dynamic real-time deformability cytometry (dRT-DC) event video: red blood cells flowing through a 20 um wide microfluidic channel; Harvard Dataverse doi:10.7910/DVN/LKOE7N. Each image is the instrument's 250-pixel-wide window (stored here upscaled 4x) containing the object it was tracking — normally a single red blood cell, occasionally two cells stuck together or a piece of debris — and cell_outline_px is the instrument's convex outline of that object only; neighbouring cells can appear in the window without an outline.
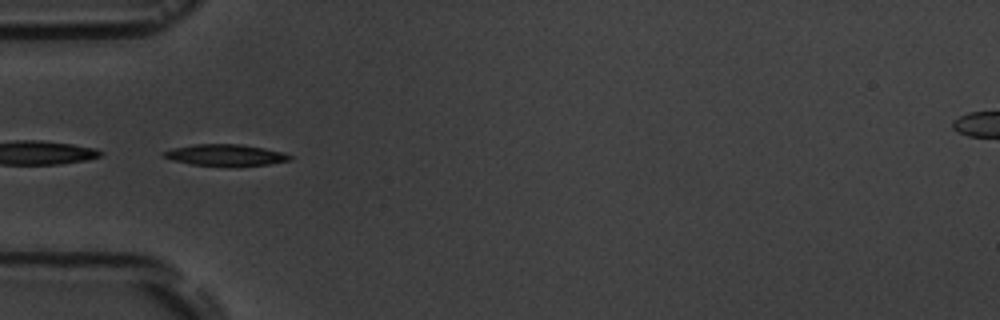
{"species": "common noctule bat (a hibernating species)", "species_latin": "Nyctalus noctula", "temperature_condition": "room temperature", "stored_images_in_passage": 5, "segment_of_instrument_passage": [2, 2], "camera_frame_rate_fps": 3000, "um_per_image_px": 0.085, "animal": {"sex": "male", "body_mass_g": 19.5, "forearm_length_mm": 54.6}, "frame": {"image": 1, "passage_image": 5, "time_ms": 5.333, "image_size_px": [1000, 320], "cell_outline_px": [[292, 160], [268, 164], [192, 164], [172, 160], [164, 156], [160, 152], [172, 148], [196, 144], [240, 144], [264, 148], [284, 152], [292, 156]], "centroid_in_image_um": [19.16, 13.14], "position_along_channel_um": 65.8, "area_um2": 15.14}}